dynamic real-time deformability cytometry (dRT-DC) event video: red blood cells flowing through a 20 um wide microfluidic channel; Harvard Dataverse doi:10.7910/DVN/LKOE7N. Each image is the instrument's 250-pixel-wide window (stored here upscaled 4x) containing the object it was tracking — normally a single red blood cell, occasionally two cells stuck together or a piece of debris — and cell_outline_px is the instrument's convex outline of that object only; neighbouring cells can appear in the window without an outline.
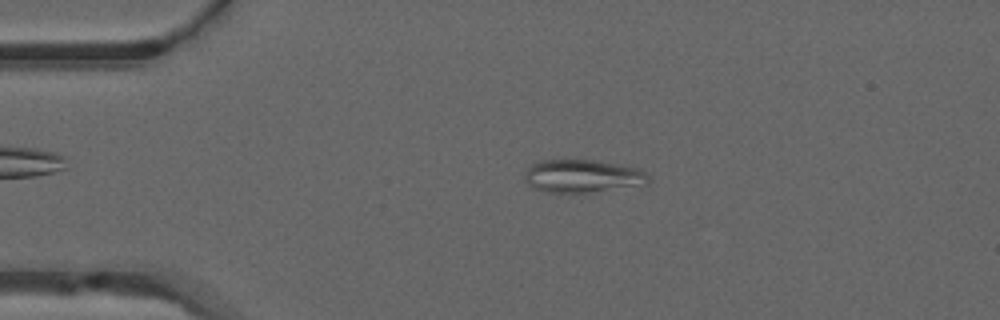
{"species": "common noctule bat (a hibernating species)", "species_latin": "Nyctalus noctula", "temperature_condition": "warm", "stored_images_in_passage": 50, "camera_frame_rate_fps": 3000, "um_per_image_px": 0.085, "animal": {"sex": "male", "forearm_length_mm": 52.5}, "frame": {"image": 1, "passage_image": 10, "time_ms": 3.0, "image_size_px": [1000, 320], "cell_outline_px": [[648, 184], [588, 192], [544, 192], [532, 188], [524, 180], [524, 172], [532, 164], [540, 160], [596, 160], [640, 168], [648, 176]], "centroid_in_image_um": [49.47, 14.96], "position_along_channel_um": 35.5, "area_um2": 23.76}}
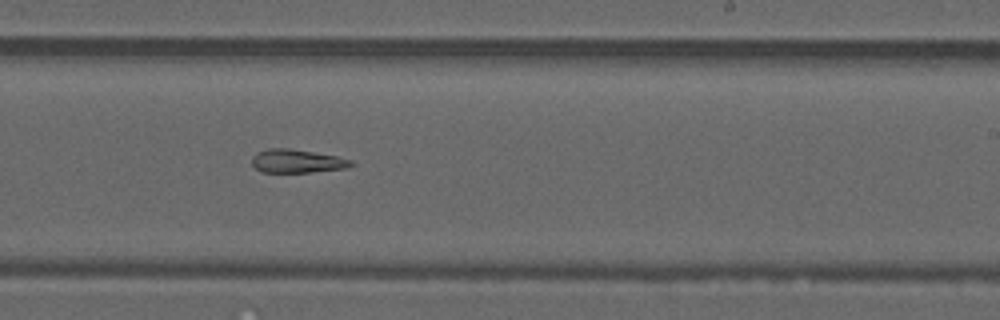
{"frame": {"image": 2, "passage_image": 30, "time_ms": 9.667, "image_size_px": [1000, 320], "cell_outline_px": [[356, 164], [348, 168], [308, 172], [260, 172], [252, 164], [252, 156], [256, 152], [268, 148], [288, 148], [336, 156], [352, 160]], "centroid_in_image_um": [25.24, 13.69], "position_along_channel_um": 263.8, "area_um2": 13.58}}
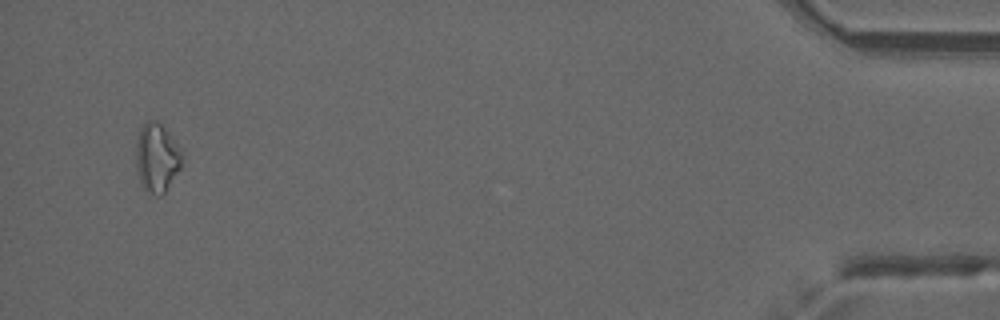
{"frame": {"image": 3, "passage_image": 48, "time_ms": 15.667, "image_size_px": [1000, 320], "cell_outline_px": [[184, 160], [180, 168], [164, 192], [160, 196], [144, 192], [140, 184], [136, 164], [136, 140], [140, 128], [148, 120], [160, 120], [184, 148]], "centroid_in_image_um": [13.37, 13.35], "position_along_channel_um": 421.8, "area_um2": 19.36}}